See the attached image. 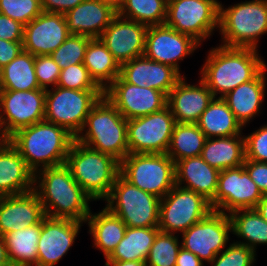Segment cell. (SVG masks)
I'll list each match as a JSON object with an SVG mask.
<instances>
[{
  "label": "cell",
  "instance_id": "obj_13",
  "mask_svg": "<svg viewBox=\"0 0 267 266\" xmlns=\"http://www.w3.org/2000/svg\"><path fill=\"white\" fill-rule=\"evenodd\" d=\"M175 124L168 106L147 116L127 120L129 153H166Z\"/></svg>",
  "mask_w": 267,
  "mask_h": 266
},
{
  "label": "cell",
  "instance_id": "obj_40",
  "mask_svg": "<svg viewBox=\"0 0 267 266\" xmlns=\"http://www.w3.org/2000/svg\"><path fill=\"white\" fill-rule=\"evenodd\" d=\"M42 12L41 0H0V13L24 26Z\"/></svg>",
  "mask_w": 267,
  "mask_h": 266
},
{
  "label": "cell",
  "instance_id": "obj_44",
  "mask_svg": "<svg viewBox=\"0 0 267 266\" xmlns=\"http://www.w3.org/2000/svg\"><path fill=\"white\" fill-rule=\"evenodd\" d=\"M245 138V159L267 162V124Z\"/></svg>",
  "mask_w": 267,
  "mask_h": 266
},
{
  "label": "cell",
  "instance_id": "obj_14",
  "mask_svg": "<svg viewBox=\"0 0 267 266\" xmlns=\"http://www.w3.org/2000/svg\"><path fill=\"white\" fill-rule=\"evenodd\" d=\"M232 233L228 214L211 211L204 219L182 233L181 247L208 264L226 248Z\"/></svg>",
  "mask_w": 267,
  "mask_h": 266
},
{
  "label": "cell",
  "instance_id": "obj_7",
  "mask_svg": "<svg viewBox=\"0 0 267 266\" xmlns=\"http://www.w3.org/2000/svg\"><path fill=\"white\" fill-rule=\"evenodd\" d=\"M120 175L160 199L176 185L175 162L166 153H129L120 162Z\"/></svg>",
  "mask_w": 267,
  "mask_h": 266
},
{
  "label": "cell",
  "instance_id": "obj_53",
  "mask_svg": "<svg viewBox=\"0 0 267 266\" xmlns=\"http://www.w3.org/2000/svg\"><path fill=\"white\" fill-rule=\"evenodd\" d=\"M8 141V138L0 131V148Z\"/></svg>",
  "mask_w": 267,
  "mask_h": 266
},
{
  "label": "cell",
  "instance_id": "obj_15",
  "mask_svg": "<svg viewBox=\"0 0 267 266\" xmlns=\"http://www.w3.org/2000/svg\"><path fill=\"white\" fill-rule=\"evenodd\" d=\"M262 197L242 165L219 172L215 198L210 205L214 211L230 214L236 210L255 208Z\"/></svg>",
  "mask_w": 267,
  "mask_h": 266
},
{
  "label": "cell",
  "instance_id": "obj_4",
  "mask_svg": "<svg viewBox=\"0 0 267 266\" xmlns=\"http://www.w3.org/2000/svg\"><path fill=\"white\" fill-rule=\"evenodd\" d=\"M75 140L121 162L129 154L127 119L103 95L89 112Z\"/></svg>",
  "mask_w": 267,
  "mask_h": 266
},
{
  "label": "cell",
  "instance_id": "obj_39",
  "mask_svg": "<svg viewBox=\"0 0 267 266\" xmlns=\"http://www.w3.org/2000/svg\"><path fill=\"white\" fill-rule=\"evenodd\" d=\"M91 39L83 35L70 34L50 56L61 70L70 65L83 63L85 51Z\"/></svg>",
  "mask_w": 267,
  "mask_h": 266
},
{
  "label": "cell",
  "instance_id": "obj_49",
  "mask_svg": "<svg viewBox=\"0 0 267 266\" xmlns=\"http://www.w3.org/2000/svg\"><path fill=\"white\" fill-rule=\"evenodd\" d=\"M176 266H204V263L192 252L181 247L177 254Z\"/></svg>",
  "mask_w": 267,
  "mask_h": 266
},
{
  "label": "cell",
  "instance_id": "obj_46",
  "mask_svg": "<svg viewBox=\"0 0 267 266\" xmlns=\"http://www.w3.org/2000/svg\"><path fill=\"white\" fill-rule=\"evenodd\" d=\"M244 169L263 195L267 194V162L245 159Z\"/></svg>",
  "mask_w": 267,
  "mask_h": 266
},
{
  "label": "cell",
  "instance_id": "obj_26",
  "mask_svg": "<svg viewBox=\"0 0 267 266\" xmlns=\"http://www.w3.org/2000/svg\"><path fill=\"white\" fill-rule=\"evenodd\" d=\"M266 71L267 66L253 80L240 84L222 97L242 127L262 109L267 88Z\"/></svg>",
  "mask_w": 267,
  "mask_h": 266
},
{
  "label": "cell",
  "instance_id": "obj_6",
  "mask_svg": "<svg viewBox=\"0 0 267 266\" xmlns=\"http://www.w3.org/2000/svg\"><path fill=\"white\" fill-rule=\"evenodd\" d=\"M221 45L257 49L260 36L267 34V0H249L224 8L219 3Z\"/></svg>",
  "mask_w": 267,
  "mask_h": 266
},
{
  "label": "cell",
  "instance_id": "obj_51",
  "mask_svg": "<svg viewBox=\"0 0 267 266\" xmlns=\"http://www.w3.org/2000/svg\"><path fill=\"white\" fill-rule=\"evenodd\" d=\"M105 266H146L144 261H106Z\"/></svg>",
  "mask_w": 267,
  "mask_h": 266
},
{
  "label": "cell",
  "instance_id": "obj_8",
  "mask_svg": "<svg viewBox=\"0 0 267 266\" xmlns=\"http://www.w3.org/2000/svg\"><path fill=\"white\" fill-rule=\"evenodd\" d=\"M127 227H158L161 199L125 180L120 174L104 200Z\"/></svg>",
  "mask_w": 267,
  "mask_h": 266
},
{
  "label": "cell",
  "instance_id": "obj_5",
  "mask_svg": "<svg viewBox=\"0 0 267 266\" xmlns=\"http://www.w3.org/2000/svg\"><path fill=\"white\" fill-rule=\"evenodd\" d=\"M74 180L93 199L105 200L120 174V162L108 154L94 150L76 140L65 163Z\"/></svg>",
  "mask_w": 267,
  "mask_h": 266
},
{
  "label": "cell",
  "instance_id": "obj_41",
  "mask_svg": "<svg viewBox=\"0 0 267 266\" xmlns=\"http://www.w3.org/2000/svg\"><path fill=\"white\" fill-rule=\"evenodd\" d=\"M256 252L250 247L237 242L230 243L209 263L212 266H253Z\"/></svg>",
  "mask_w": 267,
  "mask_h": 266
},
{
  "label": "cell",
  "instance_id": "obj_36",
  "mask_svg": "<svg viewBox=\"0 0 267 266\" xmlns=\"http://www.w3.org/2000/svg\"><path fill=\"white\" fill-rule=\"evenodd\" d=\"M207 137L196 123H176L166 154L174 161L200 156Z\"/></svg>",
  "mask_w": 267,
  "mask_h": 266
},
{
  "label": "cell",
  "instance_id": "obj_28",
  "mask_svg": "<svg viewBox=\"0 0 267 266\" xmlns=\"http://www.w3.org/2000/svg\"><path fill=\"white\" fill-rule=\"evenodd\" d=\"M85 223L88 224L89 234L93 237L94 247L102 251L105 259L116 249L127 228L107 207L95 214L90 212Z\"/></svg>",
  "mask_w": 267,
  "mask_h": 266
},
{
  "label": "cell",
  "instance_id": "obj_35",
  "mask_svg": "<svg viewBox=\"0 0 267 266\" xmlns=\"http://www.w3.org/2000/svg\"><path fill=\"white\" fill-rule=\"evenodd\" d=\"M35 56L22 51L0 69L1 90L26 91L40 89L35 74Z\"/></svg>",
  "mask_w": 267,
  "mask_h": 266
},
{
  "label": "cell",
  "instance_id": "obj_31",
  "mask_svg": "<svg viewBox=\"0 0 267 266\" xmlns=\"http://www.w3.org/2000/svg\"><path fill=\"white\" fill-rule=\"evenodd\" d=\"M83 65L103 91L120 75L121 66L100 38L89 41Z\"/></svg>",
  "mask_w": 267,
  "mask_h": 266
},
{
  "label": "cell",
  "instance_id": "obj_48",
  "mask_svg": "<svg viewBox=\"0 0 267 266\" xmlns=\"http://www.w3.org/2000/svg\"><path fill=\"white\" fill-rule=\"evenodd\" d=\"M84 0H41V8L44 12L65 14Z\"/></svg>",
  "mask_w": 267,
  "mask_h": 266
},
{
  "label": "cell",
  "instance_id": "obj_45",
  "mask_svg": "<svg viewBox=\"0 0 267 266\" xmlns=\"http://www.w3.org/2000/svg\"><path fill=\"white\" fill-rule=\"evenodd\" d=\"M24 25L0 13V39L23 42Z\"/></svg>",
  "mask_w": 267,
  "mask_h": 266
},
{
  "label": "cell",
  "instance_id": "obj_52",
  "mask_svg": "<svg viewBox=\"0 0 267 266\" xmlns=\"http://www.w3.org/2000/svg\"><path fill=\"white\" fill-rule=\"evenodd\" d=\"M260 216L267 222V194L263 195L262 199L255 207Z\"/></svg>",
  "mask_w": 267,
  "mask_h": 266
},
{
  "label": "cell",
  "instance_id": "obj_17",
  "mask_svg": "<svg viewBox=\"0 0 267 266\" xmlns=\"http://www.w3.org/2000/svg\"><path fill=\"white\" fill-rule=\"evenodd\" d=\"M201 45L191 36L182 34L166 24L148 26L144 56L175 68Z\"/></svg>",
  "mask_w": 267,
  "mask_h": 266
},
{
  "label": "cell",
  "instance_id": "obj_25",
  "mask_svg": "<svg viewBox=\"0 0 267 266\" xmlns=\"http://www.w3.org/2000/svg\"><path fill=\"white\" fill-rule=\"evenodd\" d=\"M33 189L34 172L19 151L7 141L0 148V196L20 195Z\"/></svg>",
  "mask_w": 267,
  "mask_h": 266
},
{
  "label": "cell",
  "instance_id": "obj_22",
  "mask_svg": "<svg viewBox=\"0 0 267 266\" xmlns=\"http://www.w3.org/2000/svg\"><path fill=\"white\" fill-rule=\"evenodd\" d=\"M117 15V6L107 0H84L64 16L70 34L100 38Z\"/></svg>",
  "mask_w": 267,
  "mask_h": 266
},
{
  "label": "cell",
  "instance_id": "obj_18",
  "mask_svg": "<svg viewBox=\"0 0 267 266\" xmlns=\"http://www.w3.org/2000/svg\"><path fill=\"white\" fill-rule=\"evenodd\" d=\"M83 222L45 216L37 245V266H55L74 245Z\"/></svg>",
  "mask_w": 267,
  "mask_h": 266
},
{
  "label": "cell",
  "instance_id": "obj_1",
  "mask_svg": "<svg viewBox=\"0 0 267 266\" xmlns=\"http://www.w3.org/2000/svg\"><path fill=\"white\" fill-rule=\"evenodd\" d=\"M45 216L85 223L93 199L74 180L66 164L43 168L34 173V189Z\"/></svg>",
  "mask_w": 267,
  "mask_h": 266
},
{
  "label": "cell",
  "instance_id": "obj_19",
  "mask_svg": "<svg viewBox=\"0 0 267 266\" xmlns=\"http://www.w3.org/2000/svg\"><path fill=\"white\" fill-rule=\"evenodd\" d=\"M148 26L116 15L100 36L101 41L122 64L144 55Z\"/></svg>",
  "mask_w": 267,
  "mask_h": 266
},
{
  "label": "cell",
  "instance_id": "obj_20",
  "mask_svg": "<svg viewBox=\"0 0 267 266\" xmlns=\"http://www.w3.org/2000/svg\"><path fill=\"white\" fill-rule=\"evenodd\" d=\"M69 35L64 14L43 11L24 26L23 51L34 56L50 55Z\"/></svg>",
  "mask_w": 267,
  "mask_h": 266
},
{
  "label": "cell",
  "instance_id": "obj_9",
  "mask_svg": "<svg viewBox=\"0 0 267 266\" xmlns=\"http://www.w3.org/2000/svg\"><path fill=\"white\" fill-rule=\"evenodd\" d=\"M103 95V90H73L60 86L48 88L44 120L64 127L76 137L89 112Z\"/></svg>",
  "mask_w": 267,
  "mask_h": 266
},
{
  "label": "cell",
  "instance_id": "obj_37",
  "mask_svg": "<svg viewBox=\"0 0 267 266\" xmlns=\"http://www.w3.org/2000/svg\"><path fill=\"white\" fill-rule=\"evenodd\" d=\"M168 0H122L117 14L147 26L165 24Z\"/></svg>",
  "mask_w": 267,
  "mask_h": 266
},
{
  "label": "cell",
  "instance_id": "obj_34",
  "mask_svg": "<svg viewBox=\"0 0 267 266\" xmlns=\"http://www.w3.org/2000/svg\"><path fill=\"white\" fill-rule=\"evenodd\" d=\"M232 233L243 239L237 243L244 244L256 252L257 245H267V222L253 209L236 210L228 214Z\"/></svg>",
  "mask_w": 267,
  "mask_h": 266
},
{
  "label": "cell",
  "instance_id": "obj_43",
  "mask_svg": "<svg viewBox=\"0 0 267 266\" xmlns=\"http://www.w3.org/2000/svg\"><path fill=\"white\" fill-rule=\"evenodd\" d=\"M34 68L40 88L47 90L57 86L61 69L50 55L35 56Z\"/></svg>",
  "mask_w": 267,
  "mask_h": 266
},
{
  "label": "cell",
  "instance_id": "obj_42",
  "mask_svg": "<svg viewBox=\"0 0 267 266\" xmlns=\"http://www.w3.org/2000/svg\"><path fill=\"white\" fill-rule=\"evenodd\" d=\"M57 86L73 90H102L90 77L83 63L62 69Z\"/></svg>",
  "mask_w": 267,
  "mask_h": 266
},
{
  "label": "cell",
  "instance_id": "obj_2",
  "mask_svg": "<svg viewBox=\"0 0 267 266\" xmlns=\"http://www.w3.org/2000/svg\"><path fill=\"white\" fill-rule=\"evenodd\" d=\"M257 51L222 45L212 47L202 65L200 80L214 97L225 96L240 84L253 80L267 66Z\"/></svg>",
  "mask_w": 267,
  "mask_h": 266
},
{
  "label": "cell",
  "instance_id": "obj_11",
  "mask_svg": "<svg viewBox=\"0 0 267 266\" xmlns=\"http://www.w3.org/2000/svg\"><path fill=\"white\" fill-rule=\"evenodd\" d=\"M213 209L210 202L192 190L175 185L160 201V231L183 233L204 219Z\"/></svg>",
  "mask_w": 267,
  "mask_h": 266
},
{
  "label": "cell",
  "instance_id": "obj_24",
  "mask_svg": "<svg viewBox=\"0 0 267 266\" xmlns=\"http://www.w3.org/2000/svg\"><path fill=\"white\" fill-rule=\"evenodd\" d=\"M45 217L43 205L34 191L0 196V236L39 224Z\"/></svg>",
  "mask_w": 267,
  "mask_h": 266
},
{
  "label": "cell",
  "instance_id": "obj_10",
  "mask_svg": "<svg viewBox=\"0 0 267 266\" xmlns=\"http://www.w3.org/2000/svg\"><path fill=\"white\" fill-rule=\"evenodd\" d=\"M218 0H168L165 24L200 45L219 28Z\"/></svg>",
  "mask_w": 267,
  "mask_h": 266
},
{
  "label": "cell",
  "instance_id": "obj_50",
  "mask_svg": "<svg viewBox=\"0 0 267 266\" xmlns=\"http://www.w3.org/2000/svg\"><path fill=\"white\" fill-rule=\"evenodd\" d=\"M0 266H12L2 236H0Z\"/></svg>",
  "mask_w": 267,
  "mask_h": 266
},
{
  "label": "cell",
  "instance_id": "obj_21",
  "mask_svg": "<svg viewBox=\"0 0 267 266\" xmlns=\"http://www.w3.org/2000/svg\"><path fill=\"white\" fill-rule=\"evenodd\" d=\"M120 76L139 87L157 89L168 96L175 84L184 77L175 68L140 56L121 65Z\"/></svg>",
  "mask_w": 267,
  "mask_h": 266
},
{
  "label": "cell",
  "instance_id": "obj_3",
  "mask_svg": "<svg viewBox=\"0 0 267 266\" xmlns=\"http://www.w3.org/2000/svg\"><path fill=\"white\" fill-rule=\"evenodd\" d=\"M74 140L67 129L46 120L21 128L8 138L34 173L65 164Z\"/></svg>",
  "mask_w": 267,
  "mask_h": 266
},
{
  "label": "cell",
  "instance_id": "obj_16",
  "mask_svg": "<svg viewBox=\"0 0 267 266\" xmlns=\"http://www.w3.org/2000/svg\"><path fill=\"white\" fill-rule=\"evenodd\" d=\"M104 95L127 120L147 116L167 106L163 92L127 83L120 75L104 90Z\"/></svg>",
  "mask_w": 267,
  "mask_h": 266
},
{
  "label": "cell",
  "instance_id": "obj_47",
  "mask_svg": "<svg viewBox=\"0 0 267 266\" xmlns=\"http://www.w3.org/2000/svg\"><path fill=\"white\" fill-rule=\"evenodd\" d=\"M23 51V42L0 39V69L8 65Z\"/></svg>",
  "mask_w": 267,
  "mask_h": 266
},
{
  "label": "cell",
  "instance_id": "obj_23",
  "mask_svg": "<svg viewBox=\"0 0 267 266\" xmlns=\"http://www.w3.org/2000/svg\"><path fill=\"white\" fill-rule=\"evenodd\" d=\"M185 77H182L169 92L167 106L176 123H196L214 99V95L200 79L198 85H189Z\"/></svg>",
  "mask_w": 267,
  "mask_h": 266
},
{
  "label": "cell",
  "instance_id": "obj_32",
  "mask_svg": "<svg viewBox=\"0 0 267 266\" xmlns=\"http://www.w3.org/2000/svg\"><path fill=\"white\" fill-rule=\"evenodd\" d=\"M42 221L27 228L6 233L3 236L8 258L12 266H37V245Z\"/></svg>",
  "mask_w": 267,
  "mask_h": 266
},
{
  "label": "cell",
  "instance_id": "obj_12",
  "mask_svg": "<svg viewBox=\"0 0 267 266\" xmlns=\"http://www.w3.org/2000/svg\"><path fill=\"white\" fill-rule=\"evenodd\" d=\"M46 90H0V131L9 138L17 130L44 120Z\"/></svg>",
  "mask_w": 267,
  "mask_h": 266
},
{
  "label": "cell",
  "instance_id": "obj_33",
  "mask_svg": "<svg viewBox=\"0 0 267 266\" xmlns=\"http://www.w3.org/2000/svg\"><path fill=\"white\" fill-rule=\"evenodd\" d=\"M158 227H127L125 235L106 261H146Z\"/></svg>",
  "mask_w": 267,
  "mask_h": 266
},
{
  "label": "cell",
  "instance_id": "obj_30",
  "mask_svg": "<svg viewBox=\"0 0 267 266\" xmlns=\"http://www.w3.org/2000/svg\"><path fill=\"white\" fill-rule=\"evenodd\" d=\"M196 124L207 138L244 134L242 125L222 97H214Z\"/></svg>",
  "mask_w": 267,
  "mask_h": 266
},
{
  "label": "cell",
  "instance_id": "obj_29",
  "mask_svg": "<svg viewBox=\"0 0 267 266\" xmlns=\"http://www.w3.org/2000/svg\"><path fill=\"white\" fill-rule=\"evenodd\" d=\"M244 136L207 138L200 156L219 171L240 167L245 161Z\"/></svg>",
  "mask_w": 267,
  "mask_h": 266
},
{
  "label": "cell",
  "instance_id": "obj_38",
  "mask_svg": "<svg viewBox=\"0 0 267 266\" xmlns=\"http://www.w3.org/2000/svg\"><path fill=\"white\" fill-rule=\"evenodd\" d=\"M179 235L159 231L145 261L146 266H176L181 242Z\"/></svg>",
  "mask_w": 267,
  "mask_h": 266
},
{
  "label": "cell",
  "instance_id": "obj_27",
  "mask_svg": "<svg viewBox=\"0 0 267 266\" xmlns=\"http://www.w3.org/2000/svg\"><path fill=\"white\" fill-rule=\"evenodd\" d=\"M219 172L201 156L185 158L175 162V184L211 202L215 198Z\"/></svg>",
  "mask_w": 267,
  "mask_h": 266
},
{
  "label": "cell",
  "instance_id": "obj_54",
  "mask_svg": "<svg viewBox=\"0 0 267 266\" xmlns=\"http://www.w3.org/2000/svg\"><path fill=\"white\" fill-rule=\"evenodd\" d=\"M107 1H110V2L114 3L116 6H118L119 3H120L122 0H107Z\"/></svg>",
  "mask_w": 267,
  "mask_h": 266
}]
</instances>
